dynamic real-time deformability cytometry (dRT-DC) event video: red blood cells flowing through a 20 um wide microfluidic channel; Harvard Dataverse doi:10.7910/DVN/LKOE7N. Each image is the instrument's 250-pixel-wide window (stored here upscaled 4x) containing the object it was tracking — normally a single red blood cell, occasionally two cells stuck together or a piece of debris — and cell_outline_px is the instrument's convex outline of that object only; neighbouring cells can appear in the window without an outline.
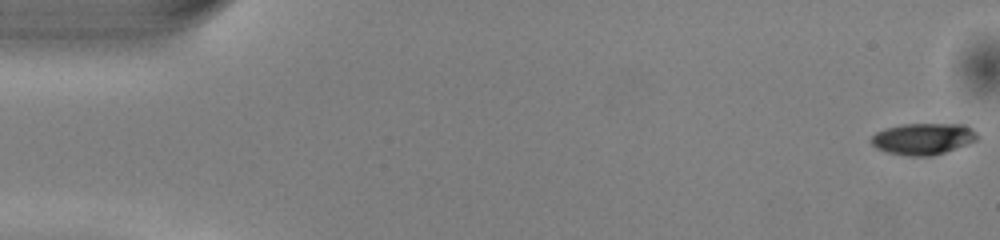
{"species": "common noctule bat (a hibernating species)", "species_latin": "Nyctalus noctula", "temperature_condition": "warm", "stored_images_in_passage": 45, "camera_frame_rate_fps": 3000, "um_per_image_px": 0.085, "animal": {"sex": "male", "body_mass_g": 13.0, "forearm_length_mm": 53.1}, "frame": {"image": 1, "passage_image": 1, "time_ms": 0.0, "image_size_px": [1000, 240], "cell_outline_px": [[980, 136], [976, 140], [968, 144], [932, 156], [904, 156], [888, 152], [876, 148], [868, 140], [876, 132], [884, 128], [904, 124], [968, 124]], "centroid_in_image_um": [78.47, 11.79], "position_along_channel_um": 6.5, "area_um2": 19.71}}
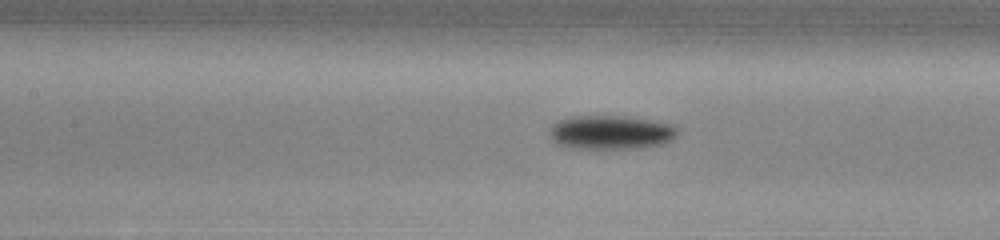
{"frame": {"image": 2, "passage_image": 23, "time_ms": 7.333, "image_size_px": [1000, 240], "cell_outline_px": [[676, 136], [672, 140], [660, 144], [640, 148], [576, 148], [560, 144], [552, 140], [548, 132], [560, 120], [576, 116], [624, 116], [672, 124], [676, 128]], "centroid_in_image_um": [51.94, 11.25], "position_along_channel_um": 155.5, "area_um2": 24.8}}
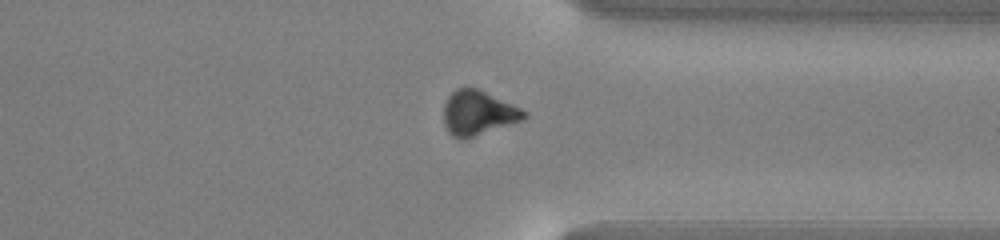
{"frame": {"image": 3, "passage_image": 39, "time_ms": 12.667, "image_size_px": [1000, 240], "cell_outline_px": [[528, 116], [524, 120], [464, 140], [460, 140], [452, 136], [448, 132], [444, 124], [444, 104], [448, 96], [456, 88], [476, 88], [512, 104], [528, 112]], "centroid_in_image_um": [40.64, 9.63], "position_along_channel_um": 370.8, "area_um2": 20.98}, "authors_computed_cell_mechanics": {"area_um2": 21.5594, "velocity_mm_per_s": 4.0812, "shape_relaxation_time_tau1_ms": 2.2053, "shape_relaxation_time_tau2_ms": null, "deformation_change_tau1": 0.1209, "deformation_change_tau2": null}}